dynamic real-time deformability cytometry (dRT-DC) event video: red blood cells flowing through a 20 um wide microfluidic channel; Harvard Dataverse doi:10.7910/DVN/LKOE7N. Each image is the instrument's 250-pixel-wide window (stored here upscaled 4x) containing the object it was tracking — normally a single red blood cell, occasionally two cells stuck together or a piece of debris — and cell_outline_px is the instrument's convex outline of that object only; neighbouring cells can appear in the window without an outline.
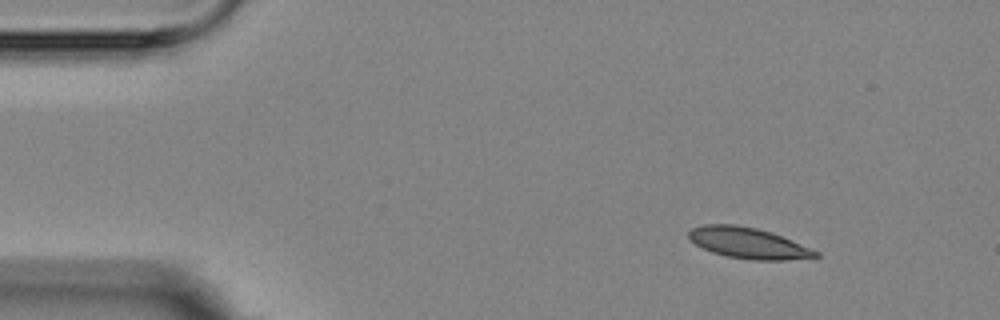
{"species": "Egyptian fruit bat (a non-hibernating species)", "species_latin": "Rousettus aegyptiacus", "temperature_condition": "room temperature", "stored_images_in_passage": 9, "camera_frame_rate_fps": 3000, "um_per_image_px": 0.085, "animal": {"sex": "female"}, "frame": {"image": 1, "passage_image": 1, "time_ms": 0.0, "image_size_px": [1000, 320], "cell_outline_px": [[820, 256], [784, 260], [752, 260], [728, 256], [712, 252], [696, 244], [688, 236], [688, 232], [692, 228], [704, 224], [736, 224], [756, 228], [772, 232], [820, 252]], "centroid_in_image_um": [63.6, 20.65], "position_along_channel_um": 21.4, "area_um2": 22.66}}
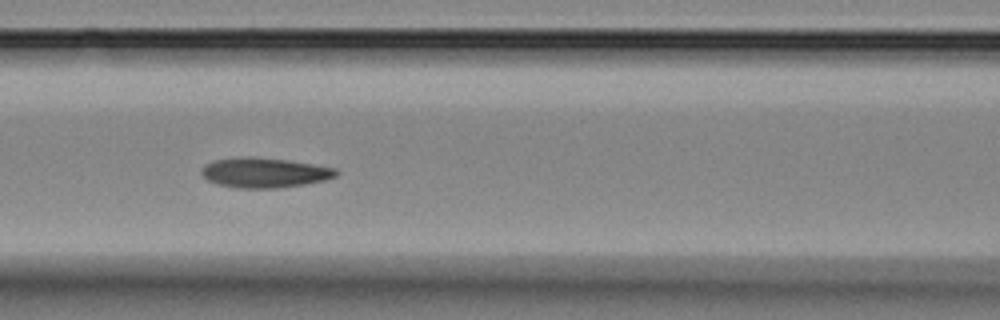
{"frame": {"image": 2, "passage_image": 6, "time_ms": 5.667, "image_size_px": [1000, 320], "cell_outline_px": [[340, 172], [336, 176], [324, 180], [304, 184], [276, 188], [236, 188], [216, 184], [208, 180], [200, 172], [200, 168], [204, 164], [212, 160], [284, 160], [312, 164], [336, 168]], "centroid_in_image_um": [22.49, 14.73], "position_along_channel_um": 144.1, "area_um2": 22.43}}
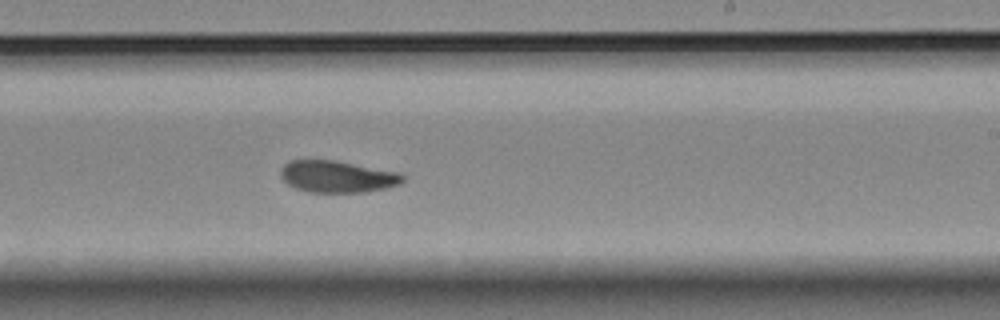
{"frame": {"image": 3, "passage_image": 9, "time_ms": 9.0, "image_size_px": [1000, 320], "cell_outline_px": [[404, 180], [400, 184], [388, 188], [364, 192], [308, 192], [296, 188], [288, 184], [280, 176], [280, 168], [288, 160], [336, 160], [404, 172]], "centroid_in_image_um": [28.72, 15.0], "position_along_channel_um": 260.3, "area_um2": 23.12}}